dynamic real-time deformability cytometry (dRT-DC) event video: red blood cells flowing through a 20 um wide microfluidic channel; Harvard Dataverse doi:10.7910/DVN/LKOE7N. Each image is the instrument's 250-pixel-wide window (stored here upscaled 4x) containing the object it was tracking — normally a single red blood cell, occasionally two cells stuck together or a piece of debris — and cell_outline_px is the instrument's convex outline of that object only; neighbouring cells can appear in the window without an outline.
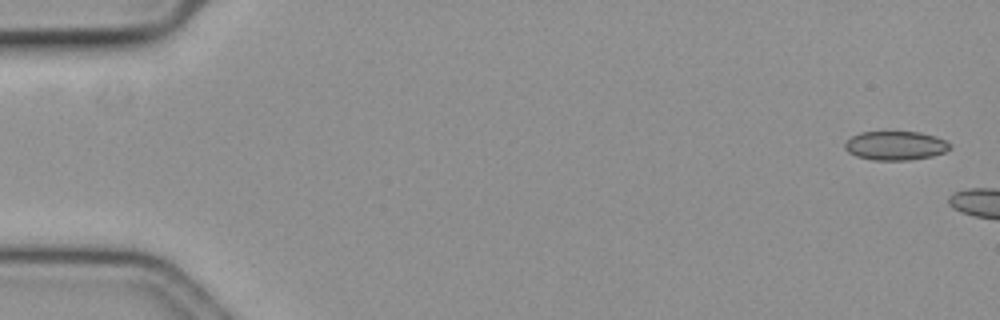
{"species": "common noctule bat (a hibernating species)", "species_latin": "Nyctalus noctula", "temperature_condition": "cold", "stored_images_in_passage": 5, "camera_frame_rate_fps": 3000, "um_per_image_px": 0.085, "animal": {"sex": "female", "body_mass_g": 19.3, "forearm_length_mm": 54.1}, "frame": {"image": 1, "passage_image": 1, "time_ms": 0.0, "image_size_px": [1000, 320], "cell_outline_px": [[952, 148], [944, 152], [932, 156], [908, 160], [872, 160], [856, 156], [848, 152], [844, 148], [844, 144], [852, 136], [860, 132], [920, 132], [936, 136], [952, 144]], "centroid_in_image_um": [76.13, 12.38], "position_along_channel_um": 8.9, "area_um2": 17.8}}